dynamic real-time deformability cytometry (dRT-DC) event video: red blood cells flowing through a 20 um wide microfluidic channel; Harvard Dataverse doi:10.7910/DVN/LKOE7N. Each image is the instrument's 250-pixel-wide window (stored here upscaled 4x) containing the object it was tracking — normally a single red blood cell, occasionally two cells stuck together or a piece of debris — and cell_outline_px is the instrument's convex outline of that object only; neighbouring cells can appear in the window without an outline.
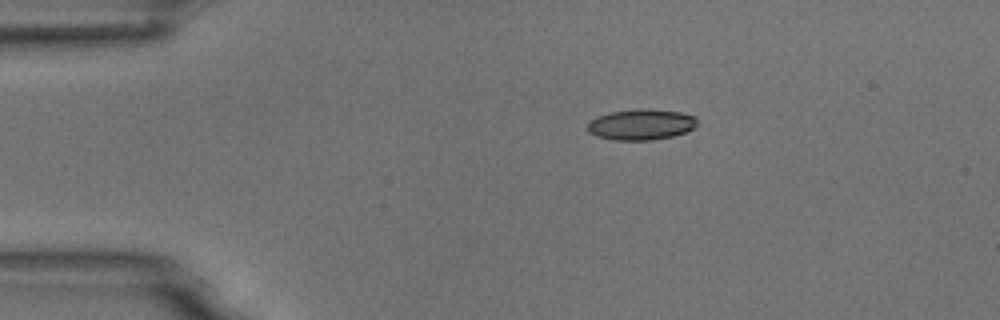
{"species": "common noctule bat (a hibernating species)", "species_latin": "Nyctalus noctula", "temperature_condition": "room temperature", "stored_images_in_passage": 6, "camera_frame_rate_fps": 3000, "um_per_image_px": 0.085, "animal": {"sex": "male", "body_mass_g": 18.8}, "frame": {"image": 1, "passage_image": 1, "time_ms": 0.0, "image_size_px": [1000, 320], "cell_outline_px": [[696, 124], [692, 128], [684, 132], [672, 136], [652, 140], [616, 140], [596, 136], [588, 132], [588, 124], [596, 116], [608, 112], [640, 108], [648, 108], [680, 112], [696, 116]], "centroid_in_image_um": [54.47, 10.57], "position_along_channel_um": 30.5, "area_um2": 19.71}}
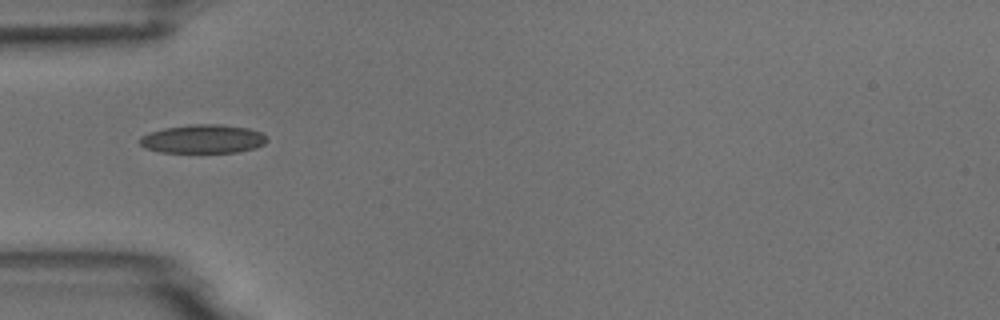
{"frame": {"image": 2, "passage_image": 3, "time_ms": 2.333, "image_size_px": [1000, 320], "cell_outline_px": [[268, 140], [264, 144], [256, 148], [236, 152], [160, 152], [144, 148], [136, 140], [140, 136], [164, 128], [192, 124], [220, 124], [248, 128], [260, 132]], "centroid_in_image_um": [17.22, 11.81], "position_along_channel_um": 67.8, "area_um2": 21.27}}